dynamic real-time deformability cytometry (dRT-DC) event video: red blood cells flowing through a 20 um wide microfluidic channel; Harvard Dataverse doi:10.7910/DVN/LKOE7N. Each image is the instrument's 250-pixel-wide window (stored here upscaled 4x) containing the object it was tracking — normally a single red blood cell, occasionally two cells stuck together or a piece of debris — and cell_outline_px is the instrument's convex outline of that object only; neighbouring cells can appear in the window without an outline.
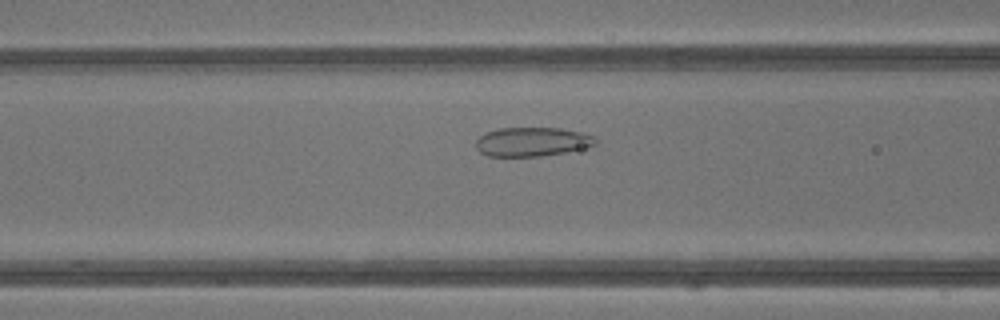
{"species": "common noctule bat (a hibernating species)", "species_latin": "Nyctalus noctula", "temperature_condition": "warm", "stored_images_in_passage": 38, "camera_frame_rate_fps": 3000, "um_per_image_px": 0.085, "animal": {"sex": "male", "body_mass_g": 13.3}, "frame": {"image": 1, "passage_image": 13, "time_ms": 4.0, "image_size_px": [1000, 320], "cell_outline_px": [[596, 144], [564, 152], [540, 156], [488, 156], [480, 152], [476, 148], [476, 140], [484, 132], [500, 128], [560, 128], [580, 132], [592, 136], [596, 140]], "centroid_in_image_um": [45.16, 12.04], "position_along_channel_um": 121.4, "area_um2": 20.0}}
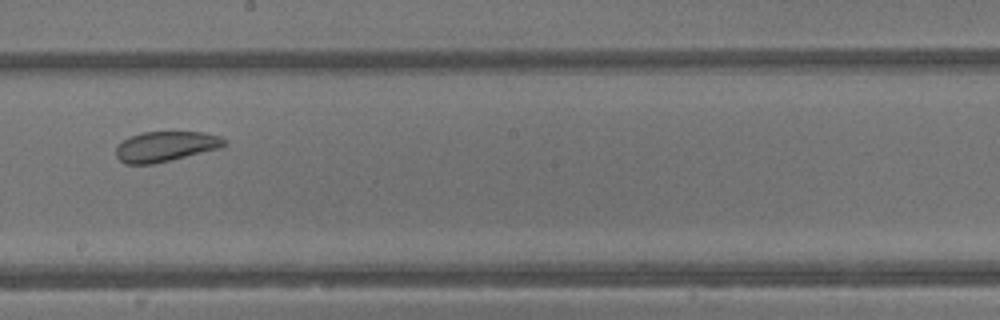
{"frame": {"image": 2, "passage_image": 20, "time_ms": 6.333, "image_size_px": [1000, 320], "cell_outline_px": [[228, 144], [220, 148], [172, 160], [152, 164], [124, 164], [116, 156], [116, 148], [128, 136], [140, 132], [204, 132], [220, 136]], "centroid_in_image_um": [14.07, 12.45], "position_along_channel_um": 234.1, "area_um2": 19.13}}
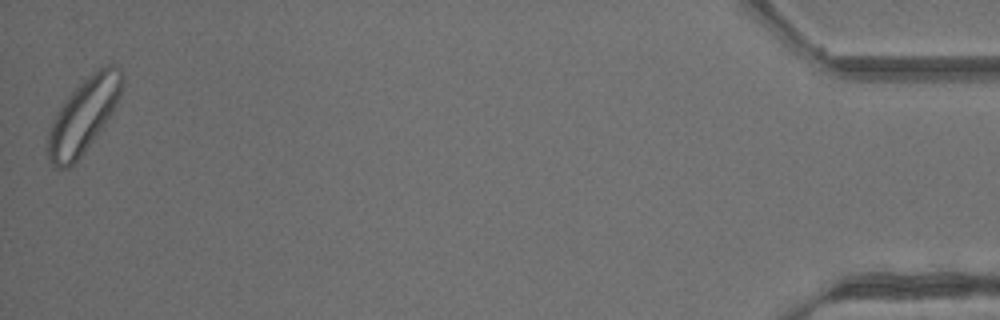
{"frame": {"image": 3, "passage_image": 38, "time_ms": 12.333, "image_size_px": [1000, 320], "cell_outline_px": [[124, 80], [120, 96], [112, 112], [104, 124], [76, 164], [68, 168], [52, 168], [44, 148], [48, 132], [60, 108], [68, 96], [88, 76], [100, 68], [108, 64], [112, 64], [120, 68]], "centroid_in_image_um": [7.07, 9.89], "position_along_channel_um": 428.1, "area_um2": 32.02}, "authors_computed_cell_mechanics": {"area_um2": 24.6228, "velocity_mm_per_s": 4.8479, "shape_relaxation_time_tau1_ms": 1.9751, "shape_relaxation_time_tau2_ms": 2.438, "deformation_change_tau1": 0.0627, "deformation_change_tau2": 0.0694}}